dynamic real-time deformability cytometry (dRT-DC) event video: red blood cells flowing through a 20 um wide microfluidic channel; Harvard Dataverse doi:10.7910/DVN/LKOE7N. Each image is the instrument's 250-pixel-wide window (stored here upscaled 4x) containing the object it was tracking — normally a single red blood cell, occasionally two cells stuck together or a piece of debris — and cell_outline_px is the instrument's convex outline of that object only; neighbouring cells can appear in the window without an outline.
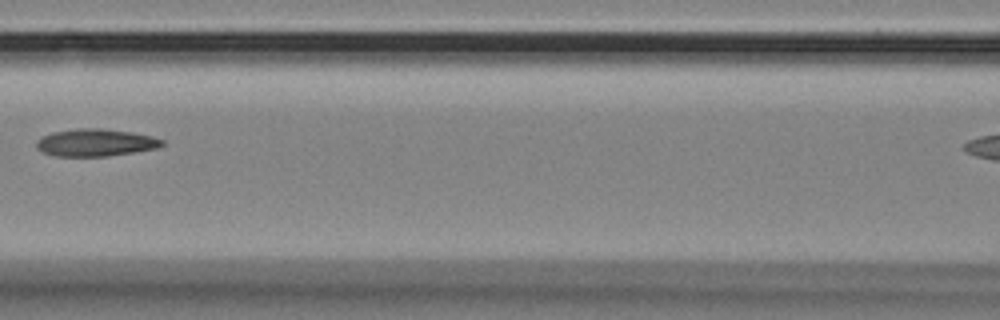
{"species": "Egyptian fruit bat (a non-hibernating species)", "species_latin": "Rousettus aegyptiacus", "temperature_condition": "room temperature", "stored_images_in_passage": 8, "segment_of_instrument_passage": [1, 2], "camera_frame_rate_fps": 3000, "um_per_image_px": 0.085, "animal": {"sex": "female"}, "frame": {"image": 1, "passage_image": 5, "time_ms": 5.667, "image_size_px": [1000, 320], "cell_outline_px": [[164, 144], [156, 148], [108, 156], [56, 156], [44, 152], [36, 148], [36, 140], [40, 136], [52, 132], [76, 128], [100, 128], [132, 132], [152, 136], [164, 140]], "centroid_in_image_um": [8.08, 12.11], "position_along_channel_um": 158.5, "area_um2": 20.06}}
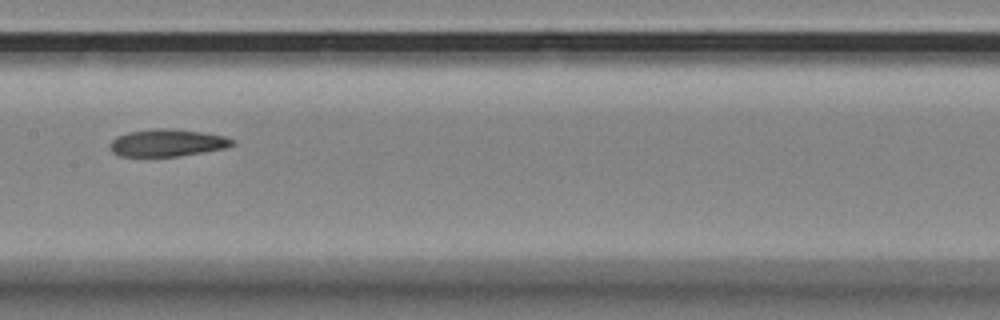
{"frame": {"image": 2, "passage_image": 6, "time_ms": 6.667, "image_size_px": [1000, 320], "cell_outline_px": [[236, 144], [224, 148], [180, 156], [120, 156], [112, 152], [108, 144], [116, 136], [128, 132], [156, 128], [172, 128], [200, 132], [224, 136], [236, 140]], "centroid_in_image_um": [14.2, 12.13], "position_along_channel_um": 193.2, "area_um2": 19.48}}
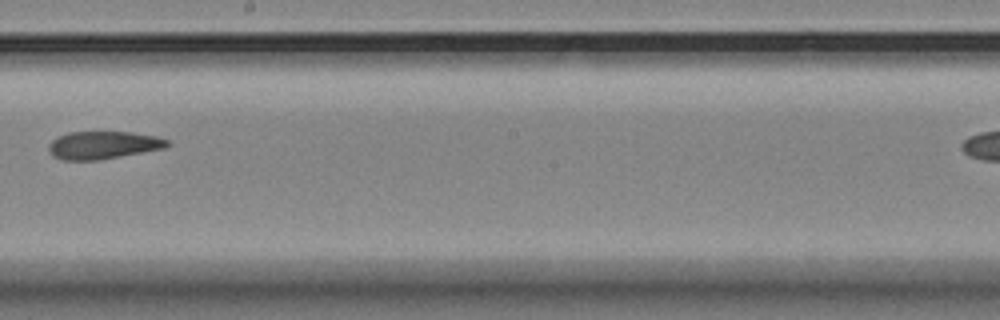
{"frame": {"image": 3, "passage_image": 7, "time_ms": 8.0, "image_size_px": [1000, 320], "cell_outline_px": [[172, 144], [164, 148], [100, 160], [64, 160], [52, 156], [48, 148], [48, 144], [52, 140], [68, 132], [132, 132], [156, 136], [168, 140]], "centroid_in_image_um": [8.77, 12.33], "position_along_channel_um": 239.4, "area_um2": 19.19}}